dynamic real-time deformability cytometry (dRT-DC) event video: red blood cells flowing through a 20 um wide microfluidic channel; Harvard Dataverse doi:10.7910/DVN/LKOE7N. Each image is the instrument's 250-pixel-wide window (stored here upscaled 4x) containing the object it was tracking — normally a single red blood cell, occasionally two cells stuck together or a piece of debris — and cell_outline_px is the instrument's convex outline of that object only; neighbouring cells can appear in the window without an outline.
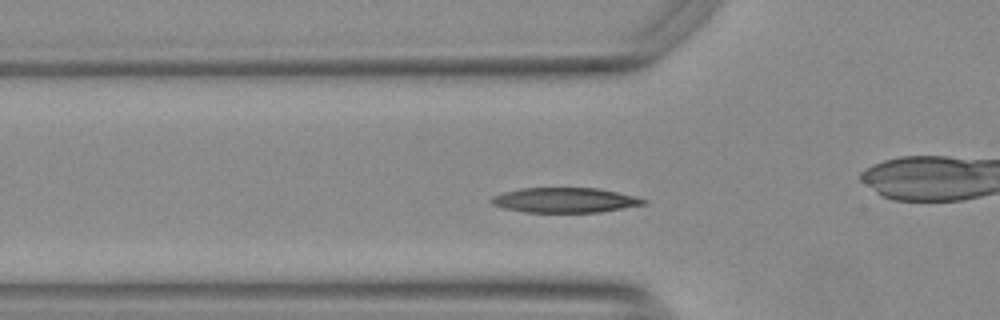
{"species": "Egyptian fruit bat (a non-hibernating species)", "species_latin": "Rousettus aegyptiacus", "temperature_condition": "warm", "stored_images_in_passage": 50, "camera_frame_rate_fps": 3000, "um_per_image_px": 0.085, "animal": {"sex": "female"}, "frame": {"image": 1, "passage_image": 13, "time_ms": 4.0, "image_size_px": [1000, 320], "cell_outline_px": [[648, 204], [600, 212], [524, 212], [504, 208], [492, 204], [488, 200], [492, 196], [504, 192], [520, 188], [596, 188], [616, 192], [648, 200]], "centroid_in_image_um": [47.99, 17.01], "position_along_channel_um": 77.8, "area_um2": 22.08}}
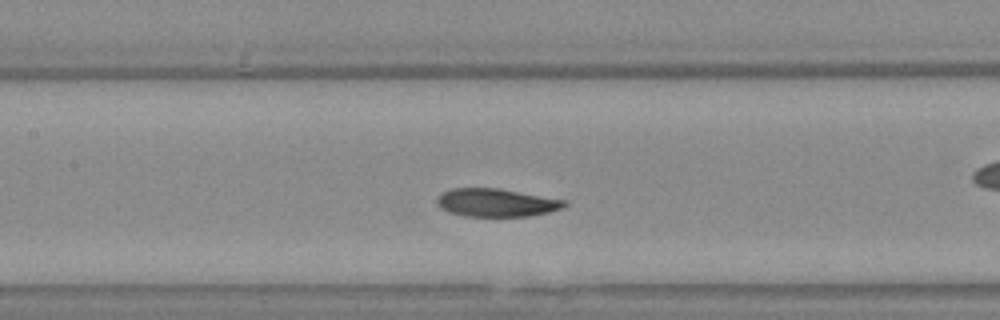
{"frame": {"image": 2, "passage_image": 20, "time_ms": 6.333, "image_size_px": [1000, 320], "cell_outline_px": [[568, 204], [560, 208], [548, 212], [528, 216], [464, 216], [448, 212], [440, 208], [436, 204], [436, 200], [444, 192], [452, 188], [496, 188], [568, 200]], "centroid_in_image_um": [42.18, 17.22], "position_along_channel_um": 165.2, "area_um2": 20.75}}
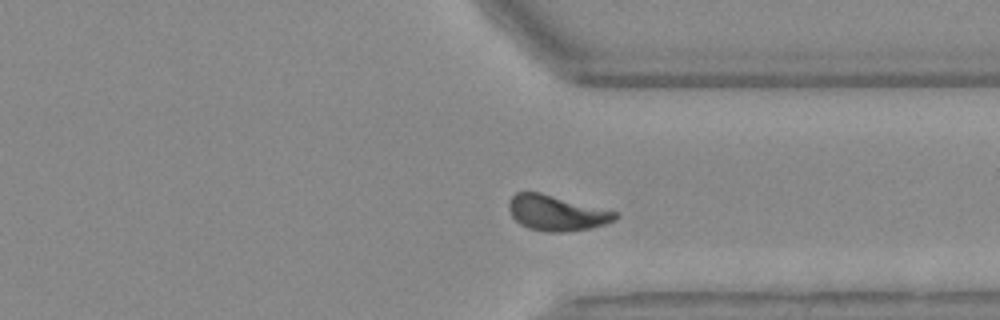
{"frame": {"image": 3, "passage_image": 36, "time_ms": 11.667, "image_size_px": [1000, 320], "cell_outline_px": [[620, 216], [616, 220], [604, 224], [588, 228], [564, 232], [544, 232], [528, 228], [520, 224], [512, 216], [508, 208], [508, 204], [512, 196], [516, 192], [540, 192], [620, 212]], "centroid_in_image_um": [47.33, 18.1], "position_along_channel_um": 364.1, "area_um2": 22.14}, "authors_computed_cell_mechanics": {"area_um2": 21.2993, "velocity_mm_per_s": 3.7372, "shape_relaxation_time_tau1_ms": 4.4515, "shape_relaxation_time_tau2_ms": 2.4503, "deformation_change_tau1": 0.178, "deformation_change_tau2": 0.0851}}